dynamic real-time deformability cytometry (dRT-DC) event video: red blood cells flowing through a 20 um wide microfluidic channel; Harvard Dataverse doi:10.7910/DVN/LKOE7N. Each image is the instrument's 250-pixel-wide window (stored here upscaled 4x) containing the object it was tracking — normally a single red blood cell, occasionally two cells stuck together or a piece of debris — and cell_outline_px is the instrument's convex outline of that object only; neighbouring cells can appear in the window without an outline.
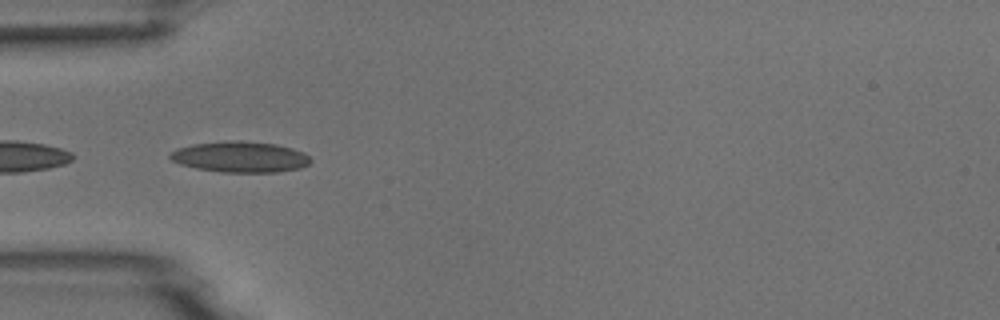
{"species": "common noctule bat (a hibernating species)", "species_latin": "Nyctalus noctula", "temperature_condition": "room temperature", "stored_images_in_passage": 6, "camera_frame_rate_fps": 3000, "um_per_image_px": 0.085, "animal": {"sex": "male", "body_mass_g": 18.8}, "frame": {"image": 1, "passage_image": 5, "time_ms": 4.667, "image_size_px": [1000, 320], "cell_outline_px": [[312, 160], [308, 164], [300, 168], [276, 172], [220, 172], [196, 168], [180, 164], [172, 160], [168, 156], [168, 152], [176, 148], [192, 144], [228, 140], [240, 140], [276, 144], [292, 148], [304, 152]], "centroid_in_image_um": [20.38, 13.33], "position_along_channel_um": 64.6, "area_um2": 25.49}}